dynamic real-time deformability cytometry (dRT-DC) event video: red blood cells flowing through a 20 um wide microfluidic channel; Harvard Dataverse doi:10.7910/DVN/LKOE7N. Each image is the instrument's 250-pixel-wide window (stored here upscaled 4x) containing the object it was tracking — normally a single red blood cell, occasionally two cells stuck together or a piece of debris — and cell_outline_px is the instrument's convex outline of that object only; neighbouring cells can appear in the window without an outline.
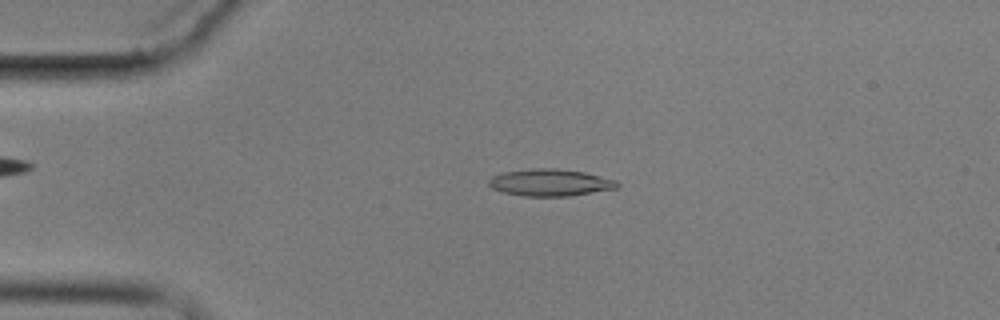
{"species": "common noctule bat (a hibernating species)", "species_latin": "Nyctalus noctula", "temperature_condition": "cold", "stored_images_in_passage": 2, "camera_frame_rate_fps": 3000, "um_per_image_px": 0.085, "animal": {"sex": "male", "body_mass_g": 17.9}, "frame": {"image": 1, "passage_image": 1, "time_ms": 0.0, "image_size_px": [1000, 320], "cell_outline_px": [[620, 184], [616, 188], [568, 196], [524, 196], [504, 192], [492, 188], [488, 184], [488, 180], [492, 176], [504, 172], [532, 168], [556, 168], [584, 172], [616, 180]], "centroid_in_image_um": [46.74, 15.51], "position_along_channel_um": 38.3, "area_um2": 20.06}}